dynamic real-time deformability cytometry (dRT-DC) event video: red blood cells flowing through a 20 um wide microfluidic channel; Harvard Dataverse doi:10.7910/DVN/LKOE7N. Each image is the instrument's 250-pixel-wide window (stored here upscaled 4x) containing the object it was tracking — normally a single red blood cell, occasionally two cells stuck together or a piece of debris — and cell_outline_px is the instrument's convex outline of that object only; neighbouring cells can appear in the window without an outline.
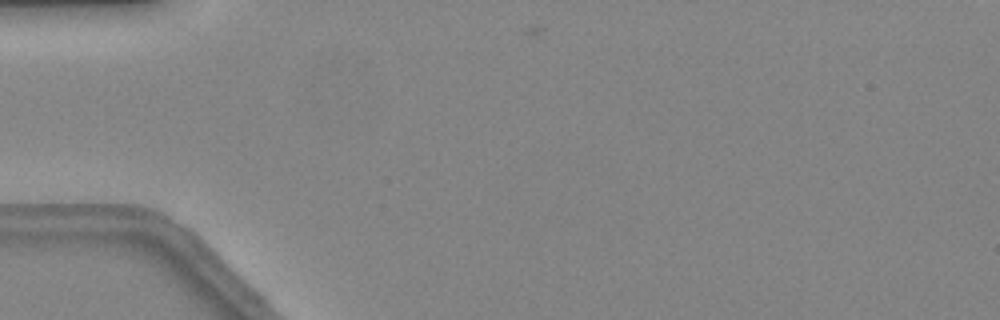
{"species": "common noctule bat (a hibernating species)", "species_latin": "Nyctalus noctula", "temperature_condition": "warm", "stored_images_in_passage": 2, "camera_frame_rate_fps": 3000, "um_per_image_px": 0.085, "animal": {"sex": "female", "body_mass_g": 24.6, "forearm_length_mm": 56.2}, "frame": {"image": 1, "passage_image": 1, "time_ms": 0.0, "image_size_px": [1000, 320], "cell_outline_px": [[180, 256], [176, 256], [48, 232], [44, 228], [100, 224], [144, 228], [152, 232], [172, 244], [180, 252]], "centroid_in_image_um": [10.17, 20.15], "position_along_channel_um": 74.8, "area_um2": 14.39}}